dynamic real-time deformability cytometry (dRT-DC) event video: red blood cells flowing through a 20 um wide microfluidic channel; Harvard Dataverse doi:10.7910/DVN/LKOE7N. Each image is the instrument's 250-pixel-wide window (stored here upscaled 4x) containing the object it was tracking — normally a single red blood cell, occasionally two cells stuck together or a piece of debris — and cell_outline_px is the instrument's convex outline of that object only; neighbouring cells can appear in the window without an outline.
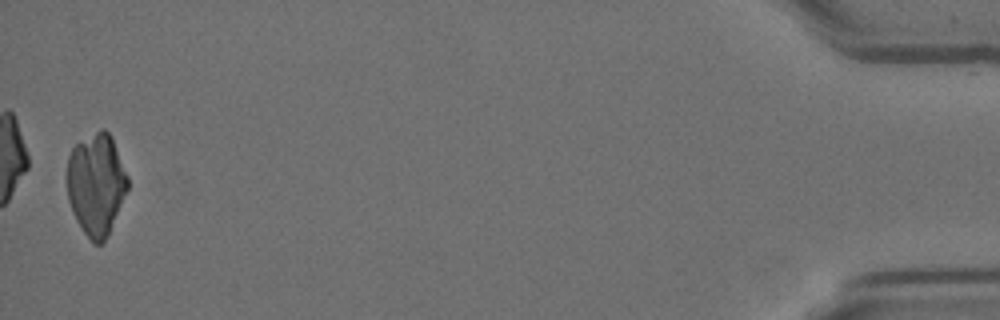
{"species": "Egyptian fruit bat (a non-hibernating species)", "species_latin": "Rousettus aegyptiacus", "temperature_condition": "room temperature", "stored_images_in_passage": 55, "camera_frame_rate_fps": 3000, "um_per_image_px": 0.085, "animal": {"sex": "female"}, "frame": {"image": 1, "passage_image": 54, "time_ms": 17.667, "image_size_px": [1000, 320], "cell_outline_px": [[128, 188], [108, 236], [100, 244], [96, 244], [84, 232], [76, 220], [72, 212], [68, 200], [68, 156], [72, 148], [76, 144], [100, 128], [104, 128], [108, 132], [112, 140], [128, 176]], "centroid_in_image_um": [8.18, 15.66], "position_along_channel_um": 427.0, "area_um2": 35.6}}